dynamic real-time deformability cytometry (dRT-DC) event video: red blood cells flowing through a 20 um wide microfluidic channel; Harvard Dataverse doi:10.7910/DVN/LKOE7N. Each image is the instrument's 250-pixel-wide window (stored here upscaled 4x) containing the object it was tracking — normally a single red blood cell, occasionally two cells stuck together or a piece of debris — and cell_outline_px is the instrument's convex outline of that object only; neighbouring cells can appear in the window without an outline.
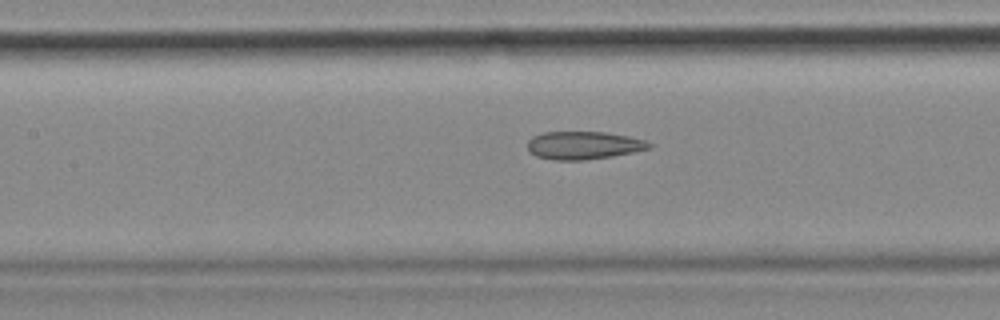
{"species": "common noctule bat (a hibernating species)", "species_latin": "Nyctalus noctula", "temperature_condition": "cold", "stored_images_in_passage": 54, "camera_frame_rate_fps": 3000, "um_per_image_px": 0.085, "animal": {"sex": "female", "body_mass_g": 18.4}, "frame": {"image": 1, "passage_image": 24, "time_ms": 7.667, "image_size_px": [1000, 320], "cell_outline_px": [[652, 148], [612, 156], [584, 160], [552, 160], [536, 156], [528, 152], [528, 140], [532, 136], [544, 132], [604, 132], [628, 136], [644, 140], [652, 144]], "centroid_in_image_um": [49.57, 12.35], "position_along_channel_um": 157.8, "area_um2": 19.83}, "authors_computed_cell_mechanics": {"area_um2": 21.4438, "velocity_mm_per_s": 3.6849, "shape_relaxation_time_tau1_ms": null, "shape_relaxation_time_tau2_ms": 3.1681, "deformation_change_tau1": null, "deformation_change_tau2": 0.1123}}